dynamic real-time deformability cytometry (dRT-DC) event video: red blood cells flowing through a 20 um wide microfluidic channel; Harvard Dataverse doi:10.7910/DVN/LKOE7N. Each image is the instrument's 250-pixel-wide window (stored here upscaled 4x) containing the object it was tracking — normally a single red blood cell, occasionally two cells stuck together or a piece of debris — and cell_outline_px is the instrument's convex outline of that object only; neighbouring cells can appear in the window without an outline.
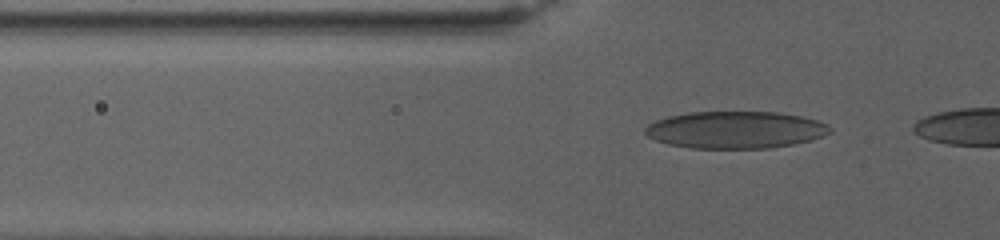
{"species": "human", "species_latin": "Homo sapiens", "temperature_condition": "warm", "stored_images_in_passage": 47, "camera_frame_rate_fps": 3000, "um_per_image_px": 0.085, "donor": {"sex": "female"}, "frame": {"image": 1, "passage_image": 5, "time_ms": 1.333, "image_size_px": [1000, 240], "cell_outline_px": [[832, 132], [808, 140], [792, 144], [768, 148], [692, 148], [668, 144], [656, 140], [648, 136], [644, 132], [644, 128], [648, 124], [656, 120], [668, 116], [688, 112], [780, 112], [800, 116], [816, 120], [828, 124], [832, 128]], "centroid_in_image_um": [62.49, 11.03], "position_along_channel_um": 63.3, "area_um2": 39.88}}
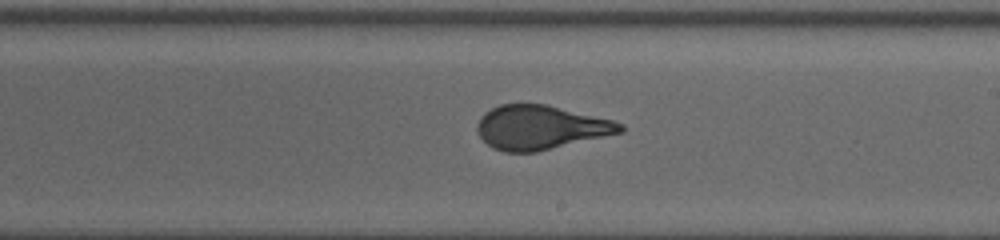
{"frame": {"image": 2, "passage_image": 26, "time_ms": 8.333, "image_size_px": [1000, 240], "cell_outline_px": [[624, 132], [536, 152], [504, 152], [492, 148], [476, 132], [476, 124], [480, 116], [484, 112], [500, 104], [548, 104], [612, 120], [624, 124]], "centroid_in_image_um": [45.93, 10.83], "position_along_channel_um": 243.1, "area_um2": 36.93}}
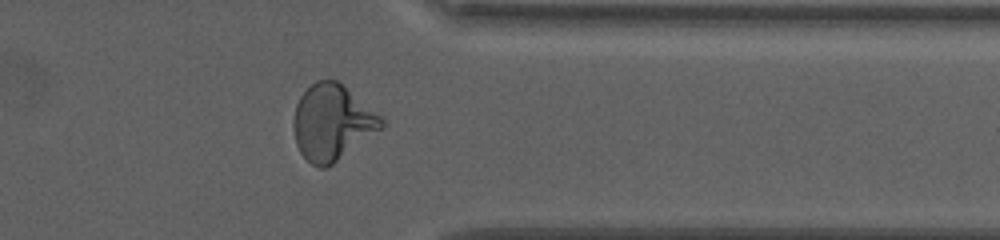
{"frame": {"image": 3, "passage_image": 42, "time_ms": 13.667, "image_size_px": [1000, 240], "cell_outline_px": [[384, 124], [380, 128], [332, 164], [324, 168], [320, 168], [312, 164], [300, 152], [296, 144], [292, 124], [296, 104], [300, 96], [316, 80], [336, 80], [344, 84], [380, 116], [384, 120]], "centroid_in_image_um": [28.19, 10.38], "position_along_channel_um": 383.2, "area_um2": 38.09}}